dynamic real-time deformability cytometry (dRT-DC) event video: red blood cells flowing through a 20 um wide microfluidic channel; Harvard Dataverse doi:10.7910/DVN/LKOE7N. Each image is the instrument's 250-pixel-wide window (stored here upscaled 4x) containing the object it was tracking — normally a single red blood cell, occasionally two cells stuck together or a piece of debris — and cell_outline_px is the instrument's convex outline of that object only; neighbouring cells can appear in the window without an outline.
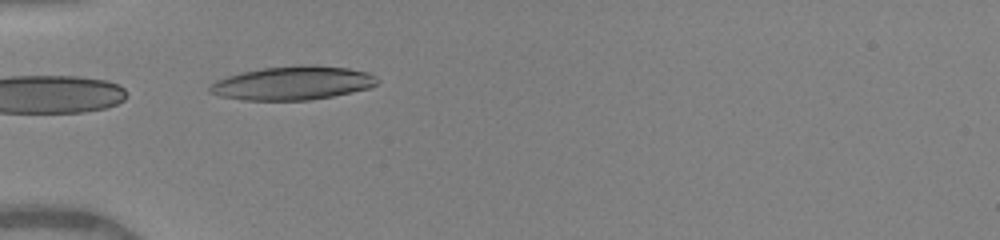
{"species": "human", "species_latin": "Homo sapiens", "temperature_condition": "warm", "stored_images_in_passage": 9, "segment_of_instrument_passage": [2, 2], "camera_frame_rate_fps": 3000, "um_per_image_px": 0.085, "donor": {"sex": "female"}, "frame": {"image": 1, "passage_image": 7, "time_ms": 4.667, "image_size_px": [1000, 240], "cell_outline_px": [[380, 80], [376, 84], [368, 88], [352, 92], [332, 96], [308, 100], [244, 100], [220, 96], [208, 92], [208, 88], [216, 80], [240, 72], [260, 68], [300, 64], [308, 64], [348, 68], [372, 72]], "centroid_in_image_um": [24.9, 7.04], "position_along_channel_um": 60.1, "area_um2": 33.18}}
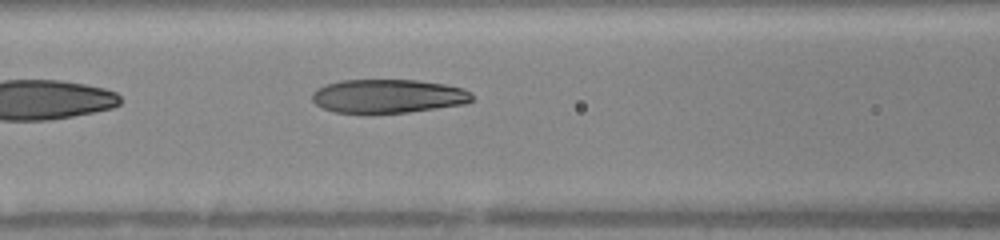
{"frame": {"image": 2, "passage_image": 9, "time_ms": 6.667, "image_size_px": [1000, 240], "cell_outline_px": [[476, 100], [464, 104], [408, 112], [372, 116], [368, 116], [336, 112], [324, 108], [316, 104], [312, 100], [312, 92], [316, 88], [324, 84], [340, 80], [416, 80], [444, 84], [464, 88]], "centroid_in_image_um": [32.93, 8.2], "position_along_channel_um": 133.7, "area_um2": 32.37}}